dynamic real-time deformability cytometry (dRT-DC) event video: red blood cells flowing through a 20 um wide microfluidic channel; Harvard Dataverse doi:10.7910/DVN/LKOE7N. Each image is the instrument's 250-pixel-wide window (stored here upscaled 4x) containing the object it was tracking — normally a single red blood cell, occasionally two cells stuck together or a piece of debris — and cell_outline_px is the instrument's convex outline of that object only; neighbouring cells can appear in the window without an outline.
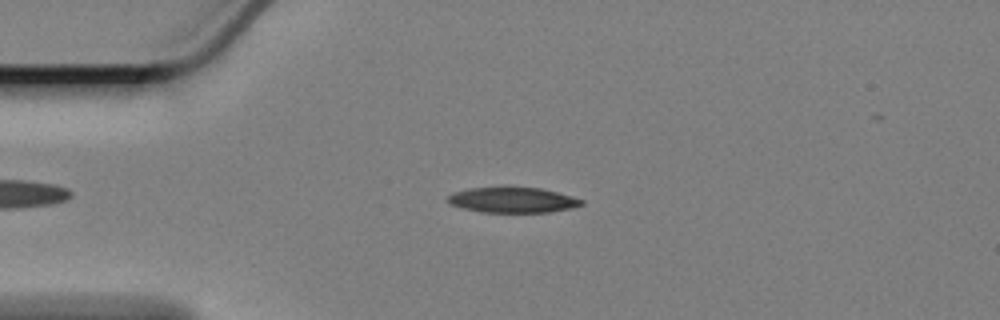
{"species": "Egyptian fruit bat (a non-hibernating species)", "species_latin": "Rousettus aegyptiacus", "temperature_condition": "cold", "stored_images_in_passage": 48, "camera_frame_rate_fps": 3000, "um_per_image_px": 0.085, "animal": {"sex": "female"}, "frame": {"image": 1, "passage_image": 11, "time_ms": 3.333, "image_size_px": [1000, 320], "cell_outline_px": [[584, 204], [572, 208], [548, 212], [480, 212], [464, 208], [452, 204], [448, 200], [448, 196], [452, 192], [468, 188], [504, 184], [540, 188], [556, 192], [584, 200]], "centroid_in_image_um": [43.55, 16.95], "position_along_channel_um": 41.5, "area_um2": 20.46}}
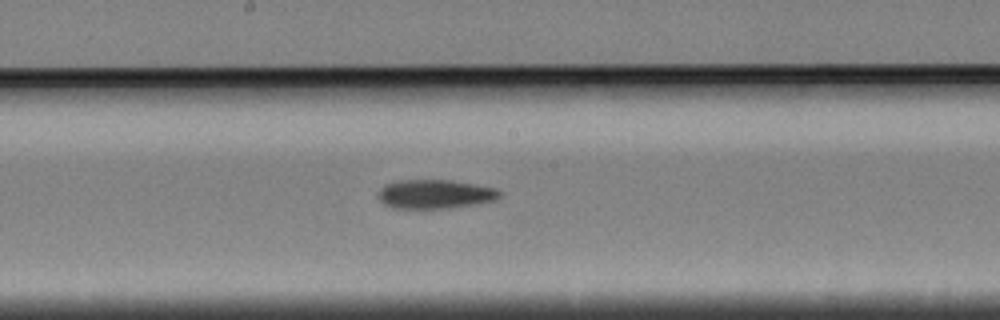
{"frame": {"image": 2, "passage_image": 28, "time_ms": 9.0, "image_size_px": [1000, 320], "cell_outline_px": [[500, 196], [496, 200], [476, 204], [448, 208], [392, 208], [384, 204], [380, 200], [380, 188], [384, 184], [400, 180], [452, 180], [476, 184], [496, 188], [500, 192]], "centroid_in_image_um": [37.0, 16.49], "position_along_channel_um": 211.2, "area_um2": 20.52}}
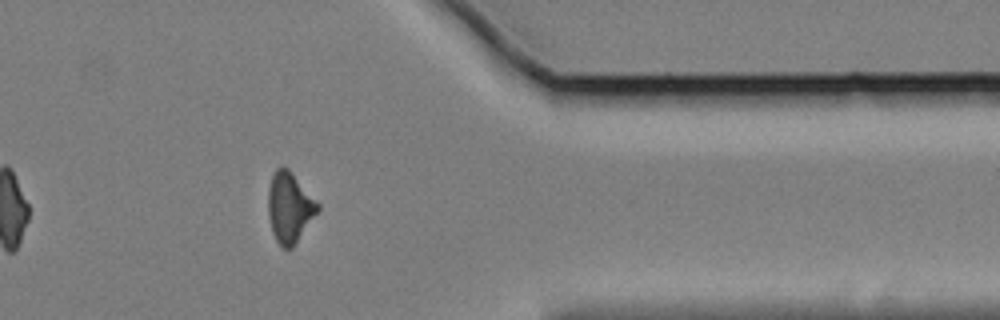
{"frame": {"image": 3, "passage_image": 45, "time_ms": 14.667, "image_size_px": [1000, 320], "cell_outline_px": [[320, 208], [292, 248], [284, 248], [276, 240], [272, 232], [268, 216], [268, 188], [272, 176], [276, 168], [288, 168], [292, 172], [320, 204]], "centroid_in_image_um": [24.6, 17.62], "position_along_channel_um": 386.8, "area_um2": 20.11}, "authors_computed_cell_mechanics": {"area_um2": 20.4034, "velocity_mm_per_s": 3.3724, "shape_relaxation_time_tau1_ms": 5.0243, "shape_relaxation_time_tau2_ms": null, "deformation_change_tau1": 0.1618, "deformation_change_tau2": null}}